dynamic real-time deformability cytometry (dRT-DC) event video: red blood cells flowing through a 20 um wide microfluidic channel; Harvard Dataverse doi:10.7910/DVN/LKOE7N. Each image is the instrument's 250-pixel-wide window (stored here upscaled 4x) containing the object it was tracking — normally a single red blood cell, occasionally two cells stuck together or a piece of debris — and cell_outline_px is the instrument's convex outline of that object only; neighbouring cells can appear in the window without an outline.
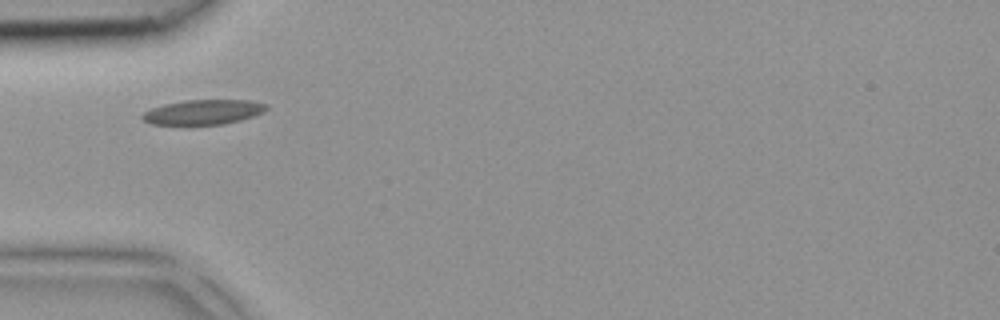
{"species": "common noctule bat (a hibernating species)", "species_latin": "Nyctalus noctula", "temperature_condition": "room temperature", "stored_images_in_passage": 1, "camera_frame_rate_fps": 3000, "um_per_image_px": 0.085, "animal": {"sex": "female", "body_mass_g": 18.4}, "frame": {"image": 1, "passage_image": 1, "time_ms": 0.0, "image_size_px": [1000, 320], "cell_outline_px": [[268, 108], [264, 112], [240, 120], [224, 124], [184, 128], [152, 124], [144, 120], [140, 116], [144, 112], [152, 108], [164, 104], [184, 100], [248, 100], [268, 104]], "centroid_in_image_um": [17.22, 9.58], "position_along_channel_um": 67.8, "area_um2": 18.84}}